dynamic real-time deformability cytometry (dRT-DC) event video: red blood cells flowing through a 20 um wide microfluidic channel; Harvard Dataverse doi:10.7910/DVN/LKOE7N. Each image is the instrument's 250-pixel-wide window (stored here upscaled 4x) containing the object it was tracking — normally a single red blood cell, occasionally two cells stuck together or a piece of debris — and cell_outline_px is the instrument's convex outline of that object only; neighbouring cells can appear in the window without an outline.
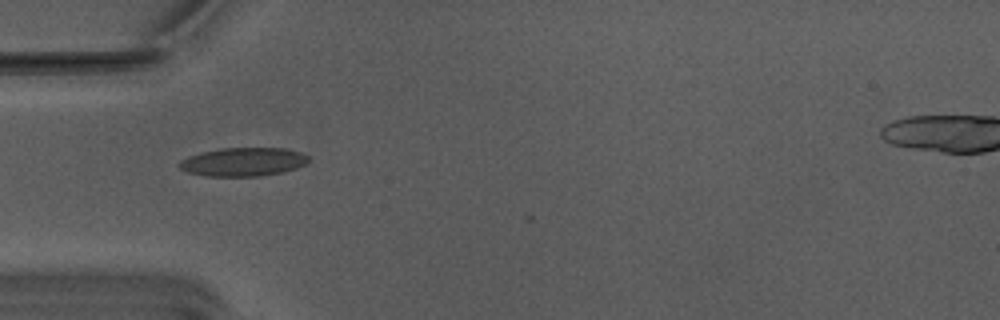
{"species": "Egyptian fruit bat (a non-hibernating species)", "species_latin": "Rousettus aegyptiacus", "temperature_condition": "warm", "stored_images_in_passage": 3, "camera_frame_rate_fps": 3000, "um_per_image_px": 0.085, "animal": {"sex": "male"}, "frame": {"image": 1, "passage_image": 1, "time_ms": 0.0, "image_size_px": [1000, 320], "cell_outline_px": [[308, 160], [304, 164], [296, 168], [284, 172], [260, 176], [208, 176], [188, 172], [180, 168], [176, 164], [180, 160], [188, 156], [200, 152], [220, 148], [284, 148], [300, 152], [308, 156]], "centroid_in_image_um": [20.64, 13.75], "position_along_channel_um": 64.4, "area_um2": 21.56}}